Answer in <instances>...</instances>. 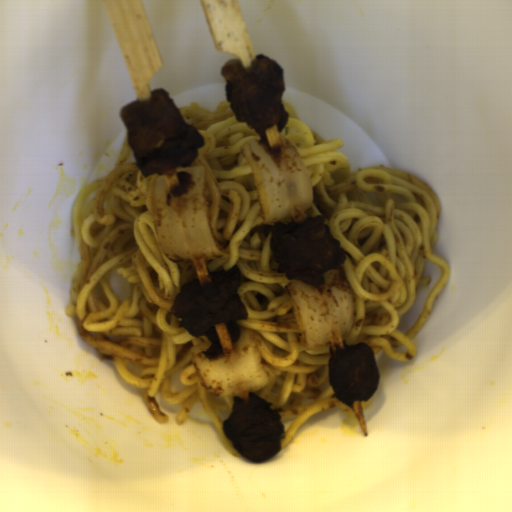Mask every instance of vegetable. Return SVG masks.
<instances>
[{"label":"vegetable","instance_id":"obj_2","mask_svg":"<svg viewBox=\"0 0 512 512\" xmlns=\"http://www.w3.org/2000/svg\"><path fill=\"white\" fill-rule=\"evenodd\" d=\"M264 137L240 145L255 179L265 224L304 219L313 205V188L305 163L278 126Z\"/></svg>","mask_w":512,"mask_h":512},{"label":"vegetable","instance_id":"obj_1","mask_svg":"<svg viewBox=\"0 0 512 512\" xmlns=\"http://www.w3.org/2000/svg\"><path fill=\"white\" fill-rule=\"evenodd\" d=\"M153 212L158 243L174 265L229 259L209 221L205 167H176L159 174Z\"/></svg>","mask_w":512,"mask_h":512},{"label":"vegetable","instance_id":"obj_4","mask_svg":"<svg viewBox=\"0 0 512 512\" xmlns=\"http://www.w3.org/2000/svg\"><path fill=\"white\" fill-rule=\"evenodd\" d=\"M210 344L203 342L189 349L190 360L210 395L246 400L269 384L253 330H245L234 346L215 358L205 355Z\"/></svg>","mask_w":512,"mask_h":512},{"label":"vegetable","instance_id":"obj_3","mask_svg":"<svg viewBox=\"0 0 512 512\" xmlns=\"http://www.w3.org/2000/svg\"><path fill=\"white\" fill-rule=\"evenodd\" d=\"M285 290L293 306L294 319L304 349L344 341L354 328L353 291L344 268L327 270L319 285L292 280Z\"/></svg>","mask_w":512,"mask_h":512}]
</instances>
